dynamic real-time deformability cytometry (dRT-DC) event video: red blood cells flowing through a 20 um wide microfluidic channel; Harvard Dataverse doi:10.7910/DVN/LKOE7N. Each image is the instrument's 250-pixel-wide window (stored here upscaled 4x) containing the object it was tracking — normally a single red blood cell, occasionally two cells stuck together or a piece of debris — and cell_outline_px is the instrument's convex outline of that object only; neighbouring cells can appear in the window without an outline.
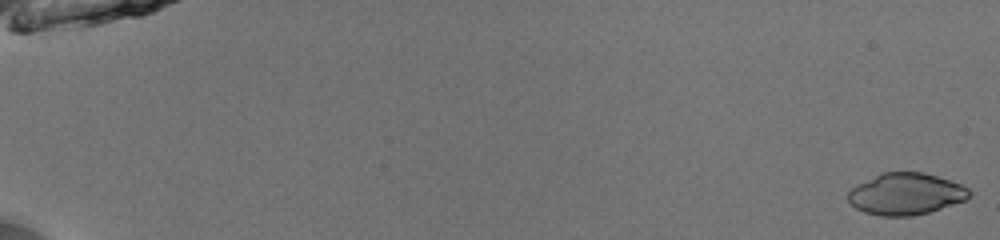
{"species": "common noctule bat (a hibernating species)", "species_latin": "Nyctalus noctula", "temperature_condition": "room temperature", "stored_images_in_passage": 52, "camera_frame_rate_fps": 3000, "um_per_image_px": 0.085, "animal": {"sex": "male", "body_mass_g": 13.0, "forearm_length_mm": 53.1}, "frame": {"image": 1, "passage_image": 1, "time_ms": 0.0, "image_size_px": [1000, 240], "cell_outline_px": [[972, 192], [964, 200], [928, 212], [912, 216], [880, 216], [864, 212], [856, 208], [848, 200], [848, 192], [856, 184], [880, 172], [924, 172], [960, 184], [968, 188]], "centroid_in_image_um": [76.95, 16.48], "position_along_channel_um": 8.1, "area_um2": 29.3}}